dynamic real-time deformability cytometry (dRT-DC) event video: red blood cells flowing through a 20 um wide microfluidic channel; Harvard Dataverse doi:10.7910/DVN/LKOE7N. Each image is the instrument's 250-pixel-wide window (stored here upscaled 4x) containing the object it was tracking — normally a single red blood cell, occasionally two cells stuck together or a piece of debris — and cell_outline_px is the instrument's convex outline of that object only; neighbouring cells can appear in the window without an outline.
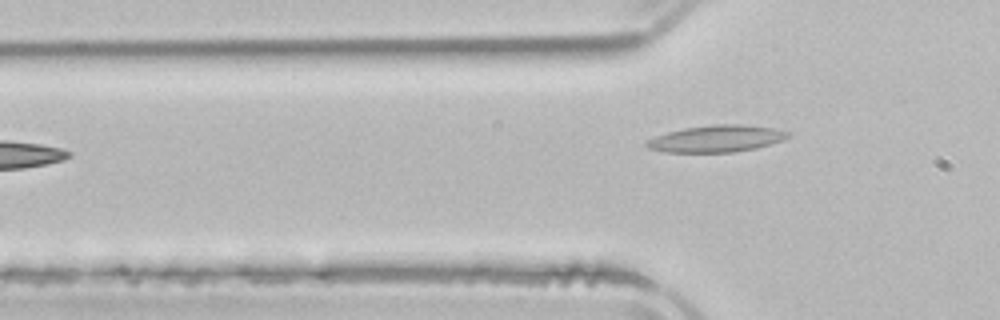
{"species": "common noctule bat (a hibernating species)", "species_latin": "Nyctalus noctula", "temperature_condition": "room temperature", "stored_images_in_passage": 3, "camera_frame_rate_fps": 3000, "um_per_image_px": 0.085, "animal": {"sex": "male", "body_mass_g": 21.5, "forearm_length_mm": 52.0}, "frame": {"image": 1, "passage_image": 3, "time_ms": 2.667, "image_size_px": [1000, 320], "cell_outline_px": [[792, 136], [784, 140], [756, 148], [732, 152], [664, 152], [648, 148], [644, 144], [648, 140], [656, 136], [668, 132], [684, 128], [716, 124], [744, 124], [772, 128], [792, 132]], "centroid_in_image_um": [60.95, 11.78], "position_along_channel_um": 64.9, "area_um2": 22.14}}